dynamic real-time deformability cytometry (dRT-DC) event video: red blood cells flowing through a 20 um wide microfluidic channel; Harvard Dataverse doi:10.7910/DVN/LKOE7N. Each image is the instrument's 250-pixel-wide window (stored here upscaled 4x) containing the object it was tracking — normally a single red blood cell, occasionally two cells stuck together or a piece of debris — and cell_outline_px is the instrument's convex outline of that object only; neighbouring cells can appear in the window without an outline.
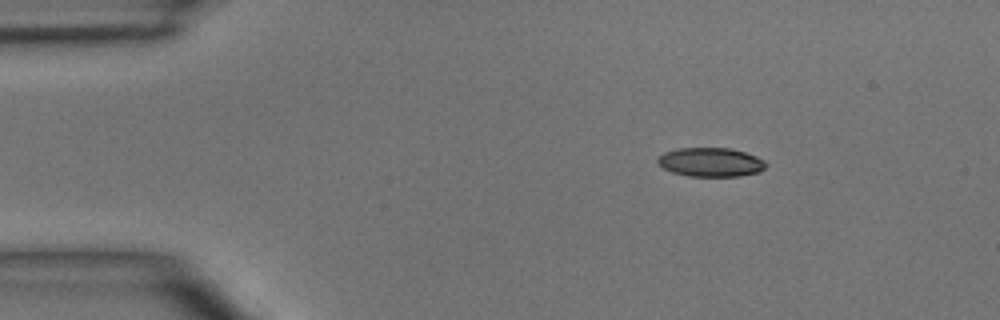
{"species": "common noctule bat (a hibernating species)", "species_latin": "Nyctalus noctula", "temperature_condition": "room temperature", "stored_images_in_passage": 2, "camera_frame_rate_fps": 3000, "um_per_image_px": 0.085, "animal": {"sex": "male", "body_mass_g": 15.6}, "frame": {"image": 1, "passage_image": 1, "time_ms": 0.0, "image_size_px": [1000, 320], "cell_outline_px": [[768, 164], [760, 172], [740, 176], [688, 176], [672, 172], [656, 164], [656, 160], [664, 152], [676, 148], [732, 148], [756, 156], [764, 160]], "centroid_in_image_um": [60.4, 13.78], "position_along_channel_um": 24.6, "area_um2": 18.44}}